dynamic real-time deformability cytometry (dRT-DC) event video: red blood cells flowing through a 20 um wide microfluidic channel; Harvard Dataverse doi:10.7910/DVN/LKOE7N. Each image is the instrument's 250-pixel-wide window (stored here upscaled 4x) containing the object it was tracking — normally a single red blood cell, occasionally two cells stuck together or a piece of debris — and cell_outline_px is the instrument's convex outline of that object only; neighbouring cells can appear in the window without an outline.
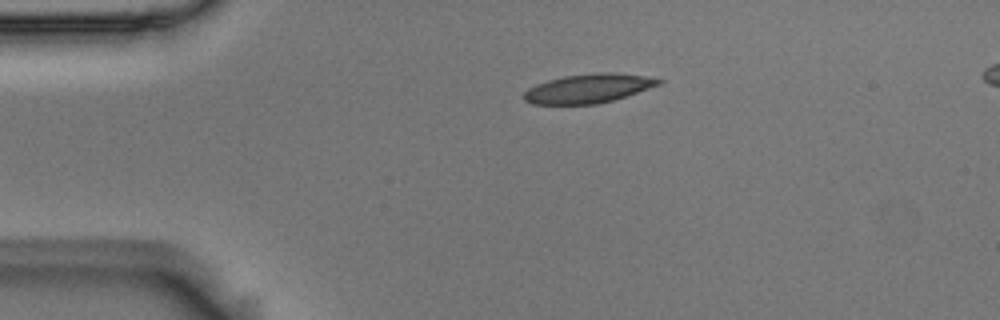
{"species": "Egyptian fruit bat (a non-hibernating species)", "species_latin": "Rousettus aegyptiacus", "temperature_condition": "room temperature", "stored_images_in_passage": 2, "camera_frame_rate_fps": 3000, "um_per_image_px": 0.085, "animal": {"sex": "male"}, "frame": {"image": 1, "passage_image": 1, "time_ms": 0.0, "image_size_px": [1000, 320], "cell_outline_px": [[664, 80], [660, 84], [612, 100], [596, 104], [532, 104], [524, 100], [524, 92], [528, 88], [536, 84], [548, 80], [564, 76], [600, 72], [612, 72], [644, 76]], "centroid_in_image_um": [49.96, 7.51], "position_along_channel_um": 35.0, "area_um2": 22.48}}